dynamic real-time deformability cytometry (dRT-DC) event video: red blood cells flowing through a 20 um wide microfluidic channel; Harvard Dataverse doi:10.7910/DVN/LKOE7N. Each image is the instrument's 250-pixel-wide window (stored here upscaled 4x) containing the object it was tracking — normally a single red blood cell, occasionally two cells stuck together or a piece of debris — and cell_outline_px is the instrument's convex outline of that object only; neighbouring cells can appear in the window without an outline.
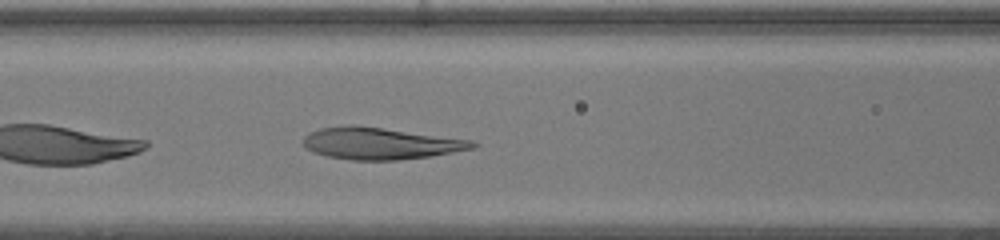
{"species": "human", "species_latin": "Homo sapiens", "temperature_condition": "warm", "stored_images_in_passage": 29, "camera_frame_rate_fps": 3000, "um_per_image_px": 0.085, "donor": {"sex": "female"}, "frame": {"image": 1, "passage_image": 6, "time_ms": 1.667, "image_size_px": [1000, 240], "cell_outline_px": [[480, 144], [476, 148], [428, 156], [396, 160], [352, 160], [328, 156], [312, 152], [304, 148], [304, 136], [308, 132], [320, 128], [352, 124], [356, 124], [472, 140]], "centroid_in_image_um": [32.31, 12.18], "position_along_channel_um": 134.3, "area_um2": 31.5}}
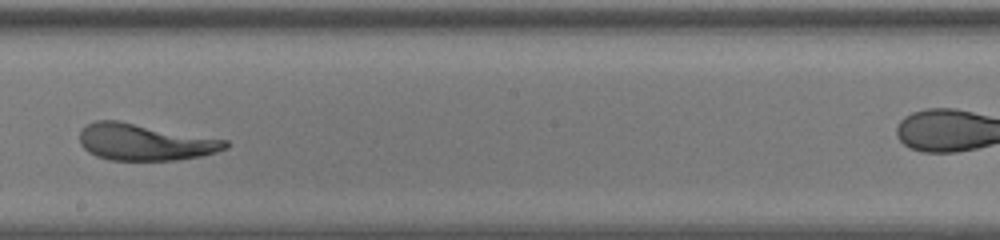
{"frame": {"image": 2, "passage_image": 13, "time_ms": 4.0, "image_size_px": [1000, 240], "cell_outline_px": [[228, 148], [216, 152], [200, 156], [176, 160], [112, 160], [96, 156], [88, 152], [80, 144], [80, 132], [84, 124], [96, 120], [116, 120], [228, 140]], "centroid_in_image_um": [12.28, 12.07], "position_along_channel_um": 235.9, "area_um2": 31.1}}
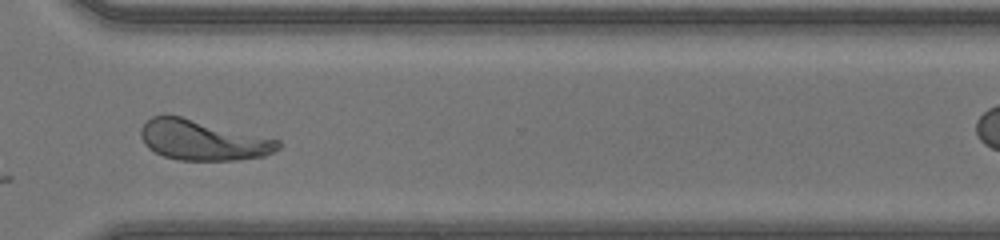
{"frame": {"image": 3, "passage_image": 21, "time_ms": 6.667, "image_size_px": [1000, 240], "cell_outline_px": [[284, 144], [280, 148], [264, 156], [236, 160], [180, 160], [164, 156], [148, 148], [144, 144], [140, 136], [140, 128], [152, 116], [180, 116], [280, 140]], "centroid_in_image_um": [17.25, 11.92], "position_along_channel_um": 353.4, "area_um2": 31.96}}